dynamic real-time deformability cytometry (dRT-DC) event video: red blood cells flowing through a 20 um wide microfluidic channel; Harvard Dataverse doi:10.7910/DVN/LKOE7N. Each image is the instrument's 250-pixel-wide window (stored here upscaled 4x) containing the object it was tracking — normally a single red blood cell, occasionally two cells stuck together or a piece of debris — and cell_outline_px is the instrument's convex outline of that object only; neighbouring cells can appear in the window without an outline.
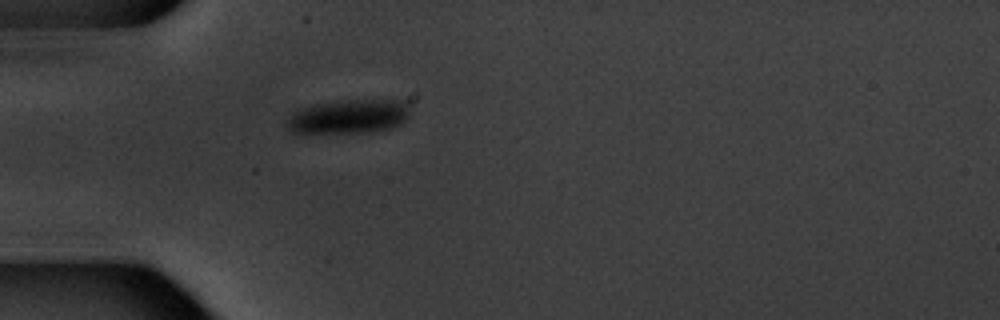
{"species": "common noctule bat (a hibernating species)", "species_latin": "Nyctalus noctula", "temperature_condition": "warm", "stored_images_in_passage": 1, "camera_frame_rate_fps": 3000, "um_per_image_px": 0.085, "animal": {"sex": "male", "body_mass_g": 20.1, "forearm_length_mm": 53.5}, "frame": {"image": 1, "passage_image": 1, "time_ms": 0.0, "image_size_px": [1000, 320], "cell_outline_px": [[412, 104], [408, 116], [400, 124], [392, 128], [360, 132], [292, 132], [288, 128], [288, 120], [296, 112], [304, 108], [316, 104], [348, 100], [412, 100]], "centroid_in_image_um": [29.79, 9.88], "position_along_channel_um": 55.2, "area_um2": 23.99}}